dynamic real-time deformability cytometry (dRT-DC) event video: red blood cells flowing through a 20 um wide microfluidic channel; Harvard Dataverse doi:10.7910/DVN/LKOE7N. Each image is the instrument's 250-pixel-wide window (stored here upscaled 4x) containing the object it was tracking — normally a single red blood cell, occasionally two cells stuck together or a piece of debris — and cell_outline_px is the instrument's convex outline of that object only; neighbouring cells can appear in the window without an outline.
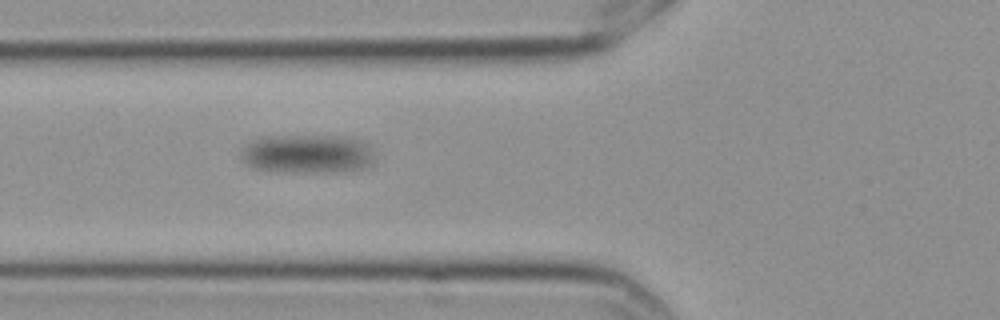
{"species": "Egyptian fruit bat (a non-hibernating species)", "species_latin": "Rousettus aegyptiacus", "temperature_condition": "cold", "stored_images_in_passage": 8, "camera_frame_rate_fps": 3000, "um_per_image_px": 0.085, "frame": {"image": 1, "passage_image": 8, "time_ms": 2.333, "image_size_px": [1000, 320], "cell_outline_px": [[372, 164], [364, 168], [336, 172], [316, 172], [256, 168], [248, 164], [240, 156], [240, 148], [248, 140], [260, 136], [352, 136], [364, 140], [368, 144], [372, 156]], "centroid_in_image_um": [26.12, 13.03], "position_along_channel_um": 99.7, "area_um2": 30.29}}